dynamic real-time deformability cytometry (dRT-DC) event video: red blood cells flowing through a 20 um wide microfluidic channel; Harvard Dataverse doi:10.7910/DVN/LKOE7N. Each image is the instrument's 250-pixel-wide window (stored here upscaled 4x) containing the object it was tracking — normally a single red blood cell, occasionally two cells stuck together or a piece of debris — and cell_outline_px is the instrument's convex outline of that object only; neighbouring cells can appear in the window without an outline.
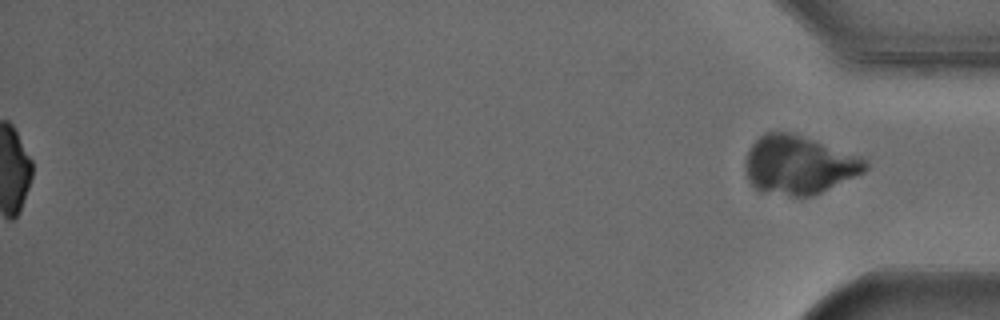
{"species": "Egyptian fruit bat (a non-hibernating species)", "species_latin": "Rousettus aegyptiacus", "temperature_condition": "cold", "stored_images_in_passage": 55, "segment_of_instrument_passage": [2, 2], "camera_frame_rate_fps": 3000, "um_per_image_px": 0.085, "animal": {"sex": "male"}, "frame": {"image": 1, "passage_image": 55, "time_ms": 18.0, "image_size_px": [1000, 320], "cell_outline_px": [[868, 168], [864, 172], [812, 196], [788, 196], [760, 192], [748, 180], [748, 152], [752, 144], [764, 132], [788, 132], [860, 156], [868, 160]], "centroid_in_image_um": [67.92, 14.04], "position_along_channel_um": 367.3, "area_um2": 40.23}}